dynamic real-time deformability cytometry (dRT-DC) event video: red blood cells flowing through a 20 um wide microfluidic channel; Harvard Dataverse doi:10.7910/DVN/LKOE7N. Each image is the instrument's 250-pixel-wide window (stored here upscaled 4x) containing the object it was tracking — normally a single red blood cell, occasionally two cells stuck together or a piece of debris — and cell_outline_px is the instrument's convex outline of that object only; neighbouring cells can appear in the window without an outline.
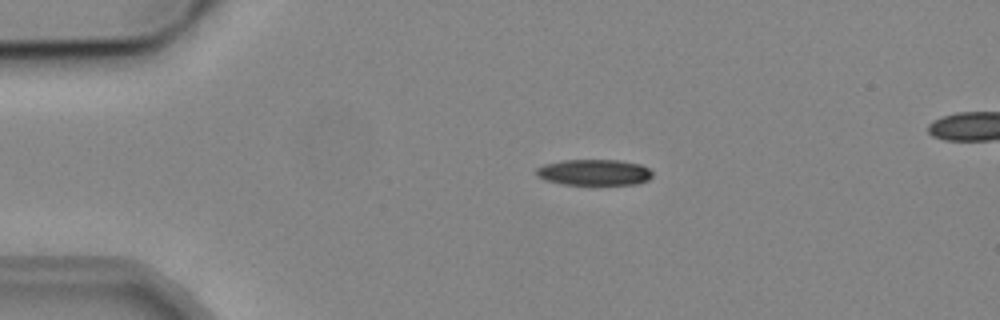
{"species": "common noctule bat (a hibernating species)", "species_latin": "Nyctalus noctula", "temperature_condition": "cold", "stored_images_in_passage": 4, "camera_frame_rate_fps": 3000, "um_per_image_px": 0.085, "animal": {"sex": "male", "body_mass_g": 19.2, "forearm_length_mm": 51.8}, "frame": {"image": 1, "passage_image": 1, "time_ms": 0.0, "image_size_px": [1000, 320], "cell_outline_px": [[652, 176], [648, 180], [640, 184], [592, 188], [588, 188], [560, 184], [544, 180], [536, 176], [536, 168], [544, 164], [564, 160], [620, 160], [640, 164], [648, 168], [652, 172]], "centroid_in_image_um": [50.5, 14.72], "position_along_channel_um": 34.5, "area_um2": 18.9}}